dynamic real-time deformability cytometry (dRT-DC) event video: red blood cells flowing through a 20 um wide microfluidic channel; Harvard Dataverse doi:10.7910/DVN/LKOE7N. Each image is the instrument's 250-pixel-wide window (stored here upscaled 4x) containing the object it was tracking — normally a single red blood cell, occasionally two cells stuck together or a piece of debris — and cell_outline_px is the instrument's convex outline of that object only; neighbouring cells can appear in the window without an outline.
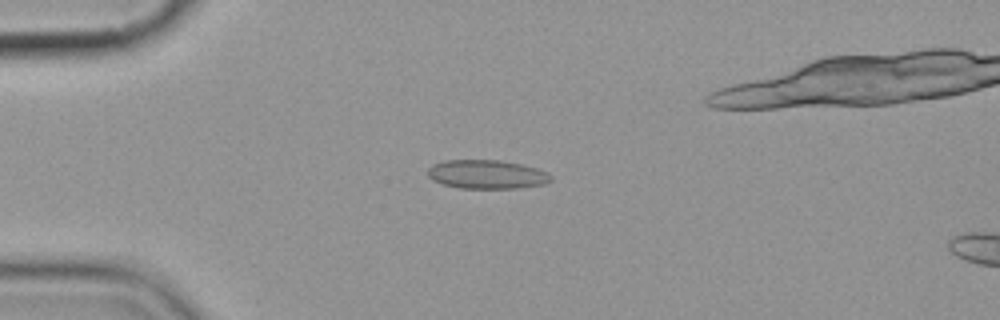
{"species": "common noctule bat (a hibernating species)", "species_latin": "Nyctalus noctula", "temperature_condition": "cold", "stored_images_in_passage": 6, "camera_frame_rate_fps": 3000, "um_per_image_px": 0.085, "animal": {"sex": "female", "body_mass_g": 19.9}, "frame": {"image": 1, "passage_image": 5, "time_ms": 4.667, "image_size_px": [1000, 320], "cell_outline_px": [[552, 180], [544, 184], [516, 188], [460, 188], [444, 184], [432, 180], [428, 176], [428, 168], [432, 164], [444, 160], [500, 160], [520, 164], [536, 168], [548, 172], [552, 176]], "centroid_in_image_um": [41.37, 14.81], "position_along_channel_um": 43.6, "area_um2": 20.69}}